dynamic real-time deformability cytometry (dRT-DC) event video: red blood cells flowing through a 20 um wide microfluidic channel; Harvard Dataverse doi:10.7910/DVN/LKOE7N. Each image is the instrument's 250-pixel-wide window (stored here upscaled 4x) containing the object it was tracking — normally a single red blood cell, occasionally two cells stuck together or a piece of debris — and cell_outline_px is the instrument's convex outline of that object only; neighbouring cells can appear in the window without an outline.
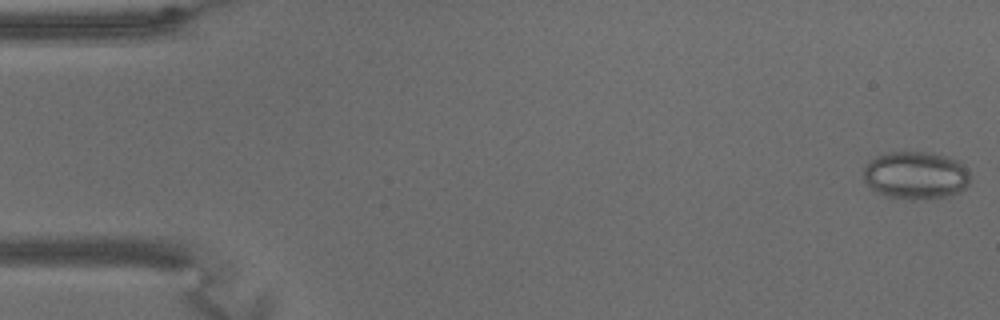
{"species": "common noctule bat (a hibernating species)", "species_latin": "Nyctalus noctula", "temperature_condition": "warm", "stored_images_in_passage": 65, "camera_frame_rate_fps": 3000, "um_per_image_px": 0.085, "animal": {"sex": "male", "body_mass_g": 15.6}, "frame": {"image": 1, "passage_image": 1, "time_ms": 0.0, "image_size_px": [1000, 320], "cell_outline_px": [[968, 184], [960, 192], [948, 196], [912, 200], [884, 196], [876, 192], [864, 180], [864, 168], [876, 156], [888, 152], [932, 152], [948, 156], [956, 160], [968, 172]], "centroid_in_image_um": [77.82, 14.91], "position_along_channel_um": 7.2, "area_um2": 29.54}}
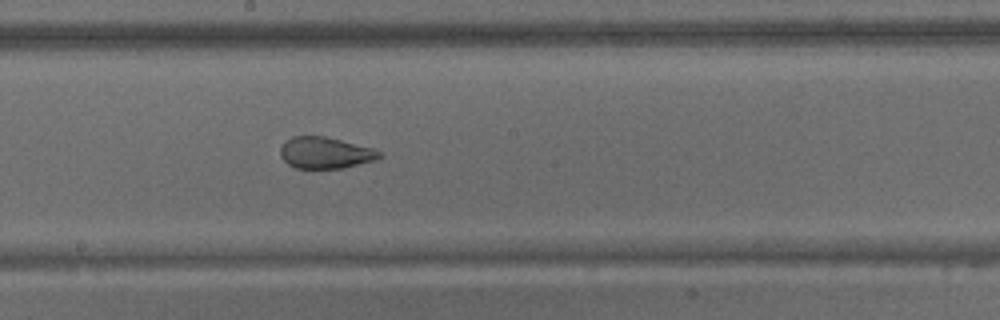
{"frame": {"image": 2, "passage_image": 35, "time_ms": 11.333, "image_size_px": [1000, 320], "cell_outline_px": [[384, 156], [372, 160], [344, 168], [296, 168], [288, 164], [280, 156], [280, 148], [292, 136], [324, 136], [372, 148], [380, 152]], "centroid_in_image_um": [27.63, 12.99], "position_along_channel_um": 220.6, "area_um2": 17.86}}
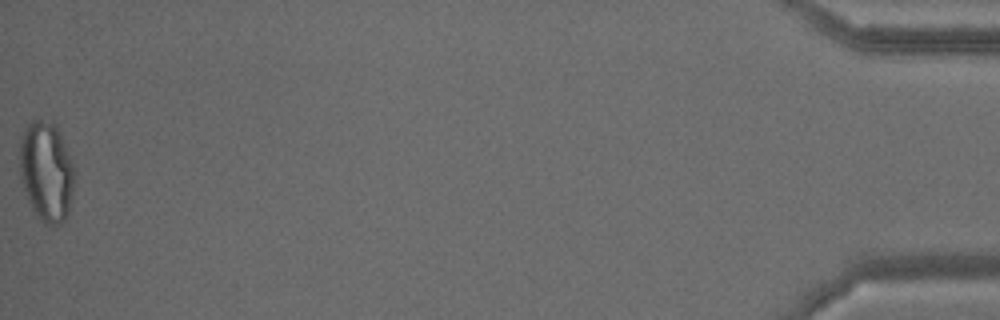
{"frame": {"image": 3, "passage_image": 65, "time_ms": 21.333, "image_size_px": [1000, 320], "cell_outline_px": [[72, 192], [68, 212], [64, 220], [60, 224], [52, 228], [44, 224], [36, 216], [28, 200], [20, 180], [20, 140], [24, 128], [32, 120], [52, 120], [56, 124], [72, 164]], "centroid_in_image_um": [3.9, 14.59], "position_along_channel_um": 431.3, "area_um2": 31.79}, "authors_computed_cell_mechanics": {"area_um2": 26.299, "velocity_mm_per_s": 3.1014, "shape_relaxation_time_tau1_ms": null, "shape_relaxation_time_tau2_ms": 1.2839, "deformation_change_tau1": null, "deformation_change_tau2": 0.074}}